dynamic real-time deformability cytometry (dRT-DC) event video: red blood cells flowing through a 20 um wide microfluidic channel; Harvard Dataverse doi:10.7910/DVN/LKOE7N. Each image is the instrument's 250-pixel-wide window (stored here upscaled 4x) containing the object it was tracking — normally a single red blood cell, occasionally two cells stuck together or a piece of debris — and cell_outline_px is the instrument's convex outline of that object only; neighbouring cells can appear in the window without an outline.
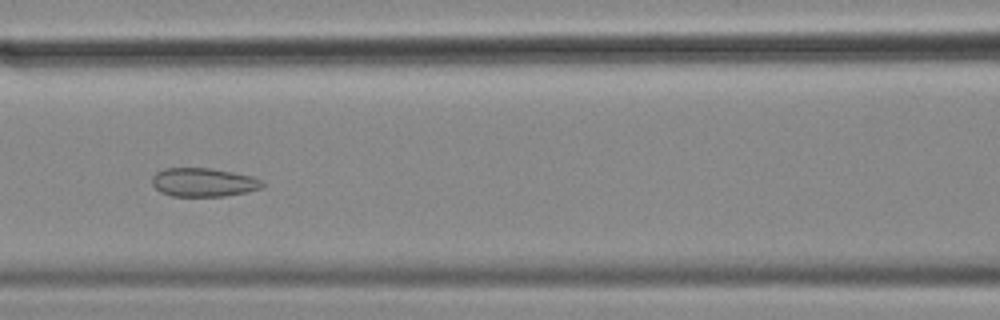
{"species": "common noctule bat (a hibernating species)", "species_latin": "Nyctalus noctula", "temperature_condition": "cold", "stored_images_in_passage": 57, "camera_frame_rate_fps": 3000, "um_per_image_px": 0.085, "animal": {"sex": "female", "body_mass_g": 18.4}, "frame": {"image": 1, "passage_image": 25, "time_ms": 8.0, "image_size_px": [1000, 320], "cell_outline_px": [[264, 184], [260, 188], [244, 192], [224, 196], [172, 196], [160, 192], [152, 184], [152, 176], [156, 172], [164, 168], [212, 168], [252, 176], [264, 180]], "centroid_in_image_um": [17.28, 15.49], "position_along_channel_um": 149.3, "area_um2": 18.44}}
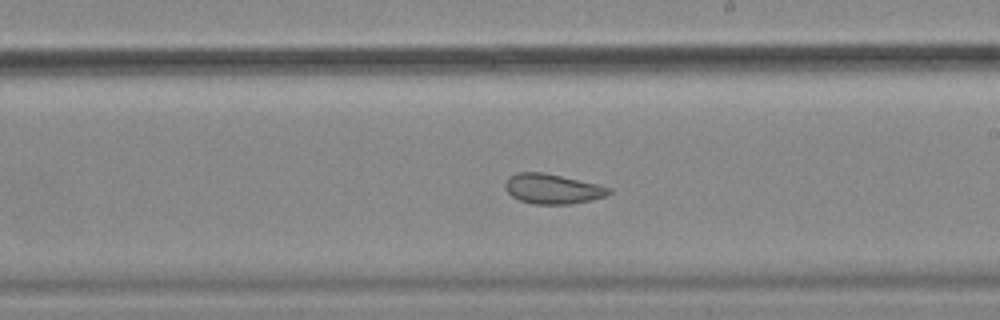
{"frame": {"image": 2, "passage_image": 33, "time_ms": 10.667, "image_size_px": [1000, 320], "cell_outline_px": [[612, 192], [608, 196], [592, 200], [572, 204], [532, 204], [520, 200], [512, 196], [504, 188], [504, 184], [508, 176], [516, 172], [544, 172], [596, 184], [612, 188]], "centroid_in_image_um": [46.96, 16.05], "position_along_channel_um": 242.0, "area_um2": 18.26}}
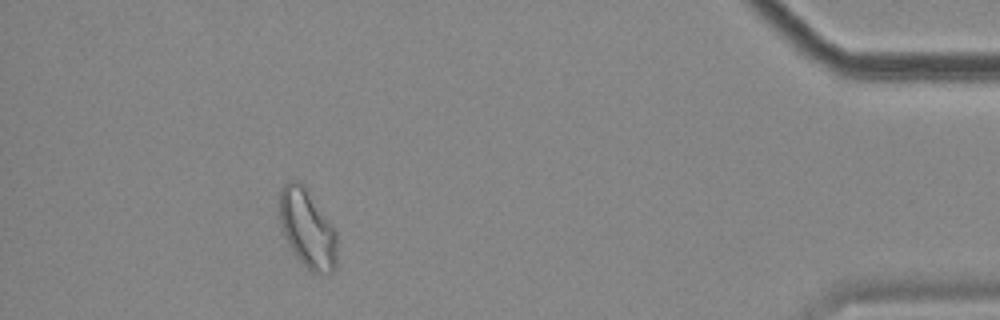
{"frame": {"image": 3, "passage_image": 52, "time_ms": 17.0, "image_size_px": [1000, 320], "cell_outline_px": [[336, 264], [332, 272], [312, 272], [296, 256], [288, 244], [284, 236], [280, 224], [280, 188], [288, 180], [300, 180], [304, 184], [336, 228]], "centroid_in_image_um": [26.13, 19.36], "position_along_channel_um": 409.1, "area_um2": 26.47}, "authors_computed_cell_mechanics": {"area_um2": 23.8714, "velocity_mm_per_s": 3.4923, "shape_relaxation_time_tau1_ms": null, "shape_relaxation_time_tau2_ms": 1.3543, "deformation_change_tau1": null, "deformation_change_tau2": 0.0642}}